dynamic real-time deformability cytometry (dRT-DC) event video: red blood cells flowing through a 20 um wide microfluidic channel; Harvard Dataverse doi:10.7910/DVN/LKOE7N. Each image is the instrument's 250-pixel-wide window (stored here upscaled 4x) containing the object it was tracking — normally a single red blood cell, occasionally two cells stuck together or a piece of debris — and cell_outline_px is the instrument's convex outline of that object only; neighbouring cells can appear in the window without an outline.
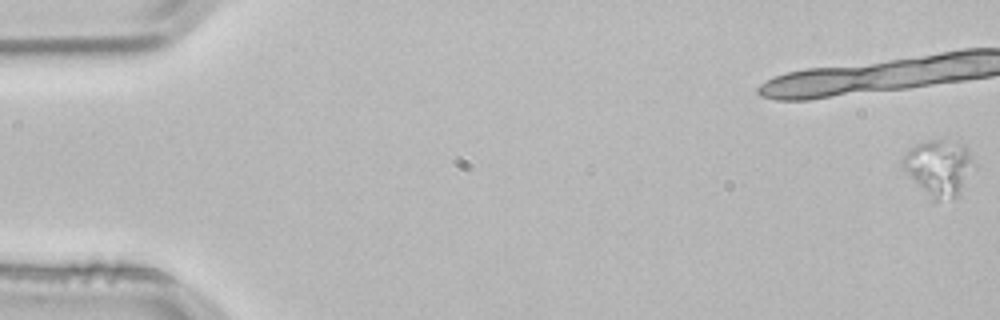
{"species": "common noctule bat (a hibernating species)", "species_latin": "Nyctalus noctula", "temperature_condition": "room temperature", "stored_images_in_passage": 5, "camera_frame_rate_fps": 3000, "um_per_image_px": 0.085, "animal": {"sex": "male", "body_mass_g": 21.5, "forearm_length_mm": 52.0}, "frame": {"image": 1, "passage_image": 1, "time_ms": 0.0, "image_size_px": [1000, 320], "cell_outline_px": [[976, 168], [960, 192], [956, 196], [936, 200], [900, 168], [900, 160], [904, 152], [908, 148], [916, 144], [928, 140], [940, 140], [964, 144], [968, 148], [976, 164]], "centroid_in_image_um": [79.82, 14.19], "position_along_channel_um": 5.2, "area_um2": 23.29}}
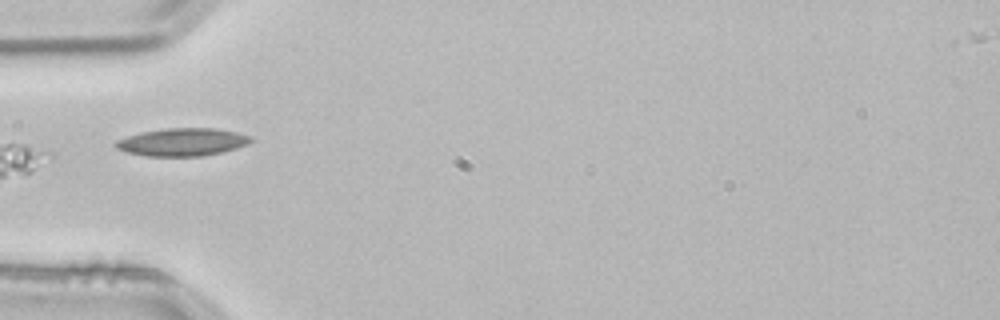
{"frame": {"image": 2, "passage_image": 5, "time_ms": 1.333, "image_size_px": [1000, 320], "cell_outline_px": [[252, 140], [248, 144], [236, 148], [220, 152], [200, 156], [148, 156], [124, 152], [116, 148], [112, 144], [116, 140], [140, 132], [164, 128], [216, 128], [236, 132], [252, 136]], "centroid_in_image_um": [15.46, 12.07], "position_along_channel_um": 69.5, "area_um2": 21.96}}